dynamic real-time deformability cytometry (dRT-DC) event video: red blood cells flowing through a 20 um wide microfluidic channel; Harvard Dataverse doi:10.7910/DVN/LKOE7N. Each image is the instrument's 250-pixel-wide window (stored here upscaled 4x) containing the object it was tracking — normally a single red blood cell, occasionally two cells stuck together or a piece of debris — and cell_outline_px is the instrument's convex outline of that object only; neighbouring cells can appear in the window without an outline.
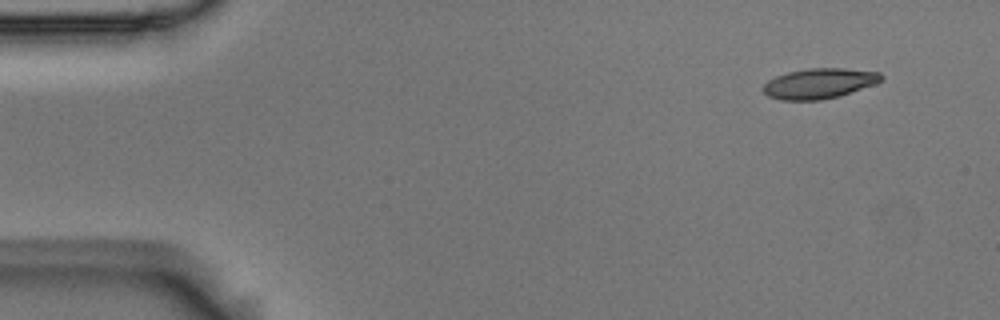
{"species": "Egyptian fruit bat (a non-hibernating species)", "species_latin": "Rousettus aegyptiacus", "temperature_condition": "room temperature", "stored_images_in_passage": 50, "camera_frame_rate_fps": 3000, "um_per_image_px": 0.085, "animal": {"sex": "male"}, "frame": {"image": 1, "passage_image": 1, "time_ms": 0.0, "image_size_px": [1000, 320], "cell_outline_px": [[884, 80], [876, 84], [840, 96], [820, 100], [780, 100], [768, 96], [760, 88], [768, 80], [776, 76], [788, 72], [808, 68], [844, 68], [880, 72], [884, 76]], "centroid_in_image_um": [69.66, 7.09], "position_along_channel_um": 15.3, "area_um2": 21.1}}
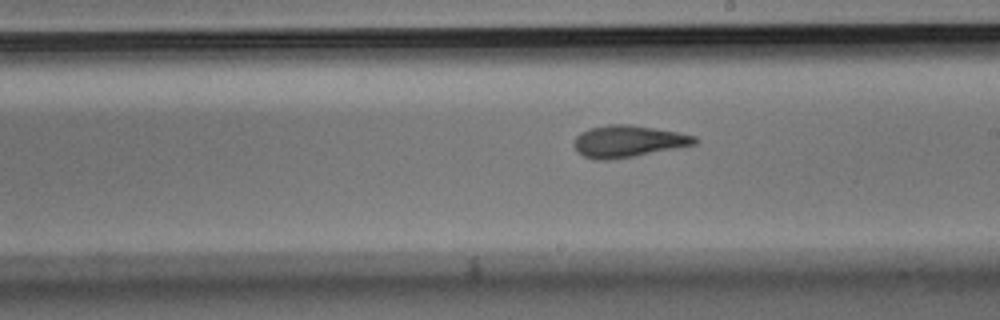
{"frame": {"image": 2, "passage_image": 27, "time_ms": 8.667, "image_size_px": [1000, 320], "cell_outline_px": [[700, 140], [696, 144], [636, 156], [612, 160], [592, 160], [576, 152], [572, 144], [576, 136], [580, 132], [588, 128], [608, 124], [632, 124], [676, 132], [696, 136]], "centroid_in_image_um": [53.34, 12.02], "position_along_channel_um": 235.7, "area_um2": 22.77}}
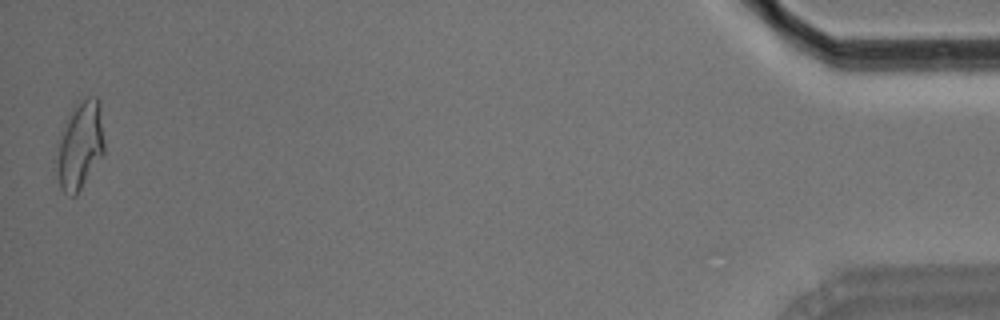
{"frame": {"image": 3, "passage_image": 50, "time_ms": 16.333, "image_size_px": [1000, 320], "cell_outline_px": [[104, 156], [76, 196], [68, 196], [60, 188], [56, 176], [56, 144], [72, 112], [88, 96], [96, 96], [100, 100], [104, 140]], "centroid_in_image_um": [6.81, 12.45], "position_along_channel_um": 428.4, "area_um2": 24.62}, "authors_computed_cell_mechanics": {"area_um2": 21.9351, "velocity_mm_per_s": 3.7231, "shape_relaxation_time_tau1_ms": 7.772, "shape_relaxation_time_tau2_ms": 2.2015, "deformation_change_tau1": 0.2432, "deformation_change_tau2": 0.1141}}